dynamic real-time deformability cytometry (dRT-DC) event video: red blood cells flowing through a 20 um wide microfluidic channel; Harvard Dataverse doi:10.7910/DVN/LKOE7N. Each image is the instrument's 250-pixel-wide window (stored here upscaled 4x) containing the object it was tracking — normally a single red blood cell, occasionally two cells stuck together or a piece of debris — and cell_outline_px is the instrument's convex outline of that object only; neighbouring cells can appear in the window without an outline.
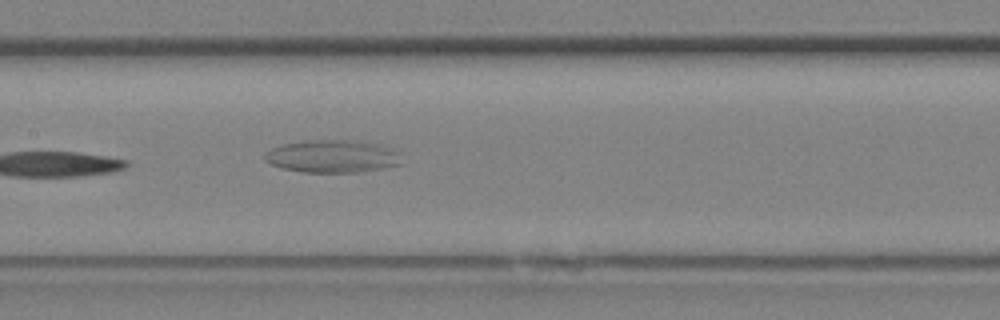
{"species": "Egyptian fruit bat (a non-hibernating species)", "species_latin": "Rousettus aegyptiacus", "temperature_condition": "room temperature", "stored_images_in_passage": 12, "camera_frame_rate_fps": 3000, "um_per_image_px": 0.085, "animal": {"sex": "female"}, "frame": {"image": 1, "passage_image": 12, "time_ms": 3.667, "image_size_px": [1000, 320], "cell_outline_px": [[404, 164], [384, 168], [360, 172], [304, 172], [284, 168], [272, 164], [264, 160], [264, 156], [272, 148], [284, 144], [308, 140], [356, 140], [380, 144], [392, 148], [400, 152]], "centroid_in_image_um": [28.36, 13.28], "position_along_channel_um": 179.0, "area_um2": 26.24}}